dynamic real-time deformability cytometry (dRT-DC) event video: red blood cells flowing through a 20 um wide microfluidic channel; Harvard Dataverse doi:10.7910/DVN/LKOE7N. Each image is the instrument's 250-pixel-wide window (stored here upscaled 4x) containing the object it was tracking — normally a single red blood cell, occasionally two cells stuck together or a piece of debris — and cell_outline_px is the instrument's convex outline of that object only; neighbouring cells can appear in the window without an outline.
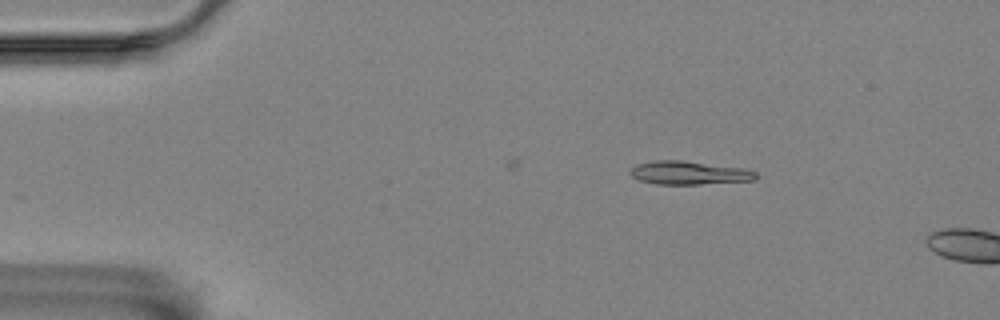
{"species": "Egyptian fruit bat (a non-hibernating species)", "species_latin": "Rousettus aegyptiacus", "temperature_condition": "room temperature", "stored_images_in_passage": 3, "camera_frame_rate_fps": 3000, "um_per_image_px": 0.085, "animal": {"sex": "female"}, "frame": {"image": 1, "passage_image": 2, "time_ms": 0.333, "image_size_px": [1000, 320], "cell_outline_px": [[756, 180], [700, 184], [656, 184], [640, 180], [632, 176], [628, 172], [636, 164], [652, 160], [680, 160], [748, 168], [756, 172]], "centroid_in_image_um": [58.58, 14.68], "position_along_channel_um": 26.4, "area_um2": 17.28}}